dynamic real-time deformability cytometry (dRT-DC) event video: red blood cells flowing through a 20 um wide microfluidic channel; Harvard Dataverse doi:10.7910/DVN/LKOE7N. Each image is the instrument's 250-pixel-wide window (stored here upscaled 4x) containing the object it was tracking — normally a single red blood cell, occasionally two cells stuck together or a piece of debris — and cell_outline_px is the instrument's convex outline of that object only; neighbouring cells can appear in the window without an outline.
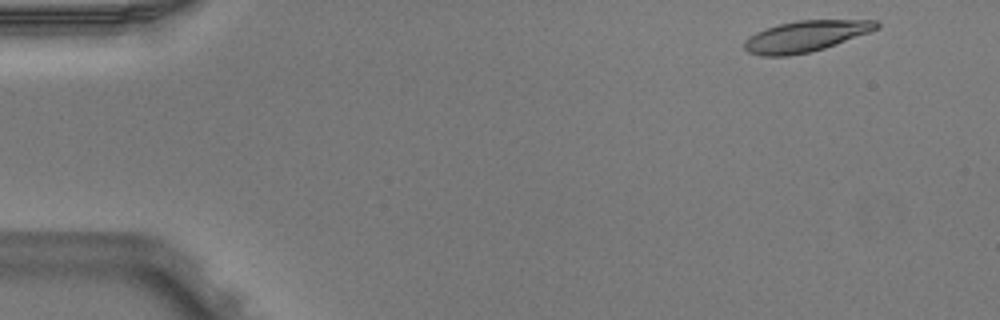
{"species": "Egyptian fruit bat (a non-hibernating species)", "species_latin": "Rousettus aegyptiacus", "temperature_condition": "warm", "stored_images_in_passage": 4, "camera_frame_rate_fps": 3000, "um_per_image_px": 0.085, "animal": {"sex": "male"}, "frame": {"image": 1, "passage_image": 1, "time_ms": 0.0, "image_size_px": [1000, 320], "cell_outline_px": [[880, 28], [872, 32], [824, 48], [808, 52], [788, 56], [760, 56], [748, 52], [744, 48], [744, 40], [756, 32], [780, 24], [796, 20], [876, 20], [880, 24]], "centroid_in_image_um": [68.51, 3.08], "position_along_channel_um": 16.5, "area_um2": 23.93}}